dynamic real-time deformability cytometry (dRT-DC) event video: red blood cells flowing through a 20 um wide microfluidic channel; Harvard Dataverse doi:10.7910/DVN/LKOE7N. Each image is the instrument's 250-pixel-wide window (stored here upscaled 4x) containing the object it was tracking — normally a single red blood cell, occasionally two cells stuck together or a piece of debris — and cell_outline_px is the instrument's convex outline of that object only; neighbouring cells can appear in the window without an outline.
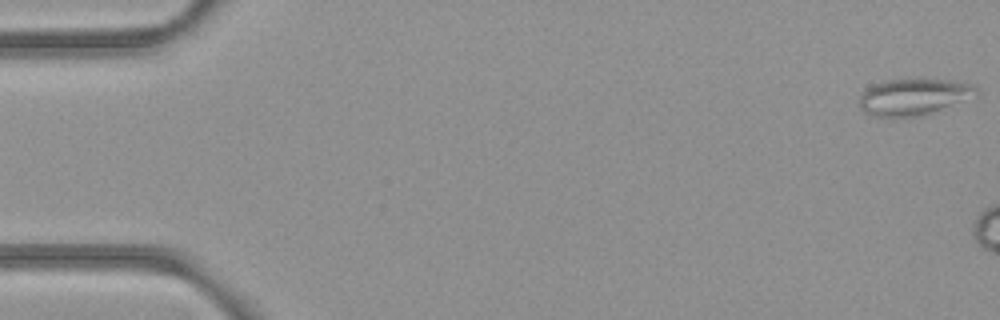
{"species": "common noctule bat (a hibernating species)", "species_latin": "Nyctalus noctula", "temperature_condition": "room temperature", "stored_images_in_passage": 7, "camera_frame_rate_fps": 3000, "um_per_image_px": 0.085, "animal": {"sex": "female", "body_mass_g": 21.9}, "frame": {"image": 1, "passage_image": 1, "time_ms": 0.0, "image_size_px": [1000, 320], "cell_outline_px": [[980, 92], [928, 116], [872, 116], [864, 112], [860, 108], [860, 96], [864, 88], [872, 84], [888, 80], [952, 80], [972, 84]], "centroid_in_image_um": [77.63, 8.24], "position_along_channel_um": 7.4, "area_um2": 24.74}}